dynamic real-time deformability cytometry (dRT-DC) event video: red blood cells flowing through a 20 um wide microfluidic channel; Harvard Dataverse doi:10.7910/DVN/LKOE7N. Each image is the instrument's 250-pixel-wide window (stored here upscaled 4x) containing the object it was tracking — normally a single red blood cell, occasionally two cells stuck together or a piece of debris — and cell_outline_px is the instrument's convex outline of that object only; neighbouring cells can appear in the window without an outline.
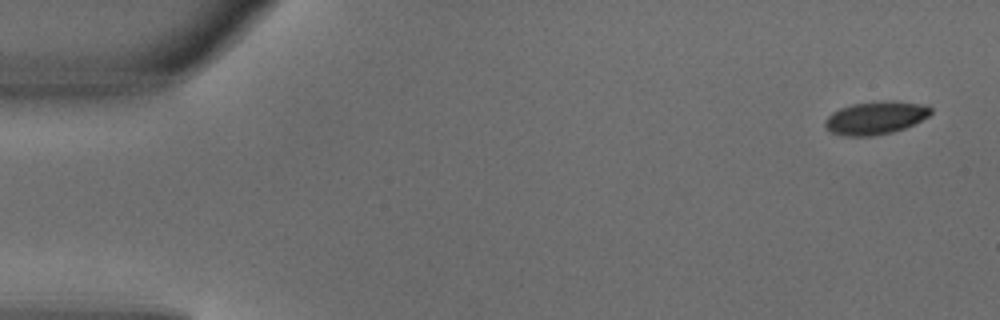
{"species": "common noctule bat (a hibernating species)", "species_latin": "Nyctalus noctula", "temperature_condition": "warm", "stored_images_in_passage": 3, "camera_frame_rate_fps": 3000, "um_per_image_px": 0.085, "animal": {"sex": "male", "body_mass_g": 18.8}, "frame": {"image": 1, "passage_image": 1, "time_ms": 0.0, "image_size_px": [1000, 320], "cell_outline_px": [[932, 112], [928, 116], [904, 128], [892, 132], [872, 136], [844, 136], [832, 132], [824, 128], [824, 120], [832, 112], [840, 108], [852, 104], [880, 100], [896, 100], [928, 104], [932, 108]], "centroid_in_image_um": [74.42, 9.99], "position_along_channel_um": 10.6, "area_um2": 20.63}}
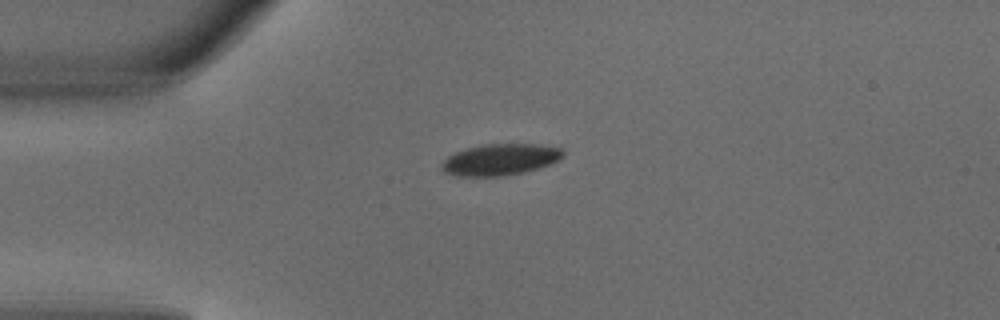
{"frame": {"image": 2, "passage_image": 3, "time_ms": 0.667, "image_size_px": [1000, 320], "cell_outline_px": [[564, 156], [560, 160], [552, 164], [524, 172], [504, 176], [452, 176], [444, 172], [440, 168], [440, 164], [448, 156], [456, 152], [468, 148], [484, 144], [536, 144], [560, 148], [564, 152]], "centroid_in_image_um": [42.51, 13.57], "position_along_channel_um": 42.5, "area_um2": 22.37}}